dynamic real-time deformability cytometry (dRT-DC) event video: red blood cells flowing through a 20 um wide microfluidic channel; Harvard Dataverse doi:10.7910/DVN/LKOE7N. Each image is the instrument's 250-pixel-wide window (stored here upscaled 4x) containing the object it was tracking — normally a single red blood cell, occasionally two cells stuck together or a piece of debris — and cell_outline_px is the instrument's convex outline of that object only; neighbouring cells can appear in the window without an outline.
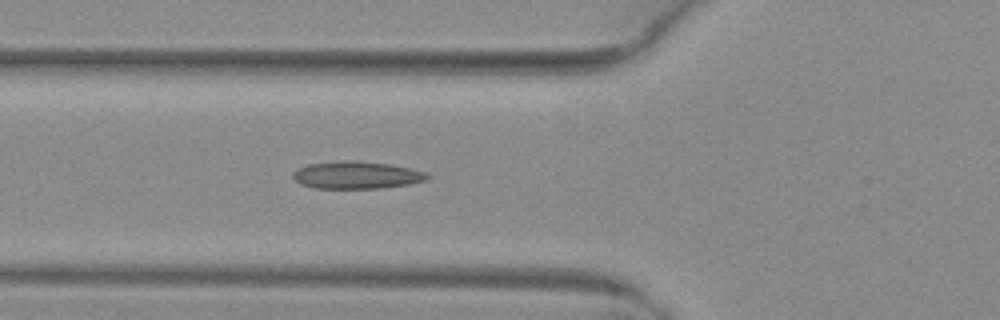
{"species": "common noctule bat (a hibernating species)", "species_latin": "Nyctalus noctula", "temperature_condition": "warm", "stored_images_in_passage": 38, "camera_frame_rate_fps": 3000, "um_per_image_px": 0.085, "animal": {"sex": "female", "body_mass_g": 29.2, "forearm_length_mm": 56.3}, "frame": {"image": 1, "passage_image": 7, "time_ms": 2.0, "image_size_px": [1000, 320], "cell_outline_px": [[428, 180], [408, 184], [380, 188], [316, 188], [300, 184], [292, 176], [292, 172], [296, 168], [308, 164], [348, 160], [392, 164], [424, 172], [428, 176]], "centroid_in_image_um": [30.26, 14.88], "position_along_channel_um": 95.5, "area_um2": 21.27}}
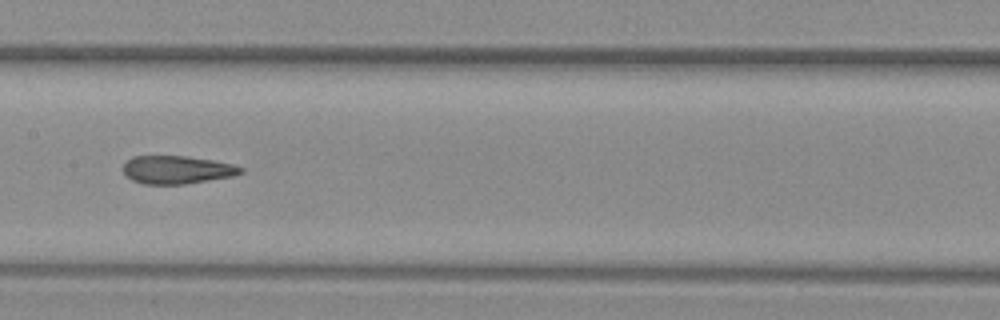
{"frame": {"image": 2, "passage_image": 14, "time_ms": 4.333, "image_size_px": [1000, 320], "cell_outline_px": [[244, 172], [232, 176], [184, 184], [144, 184], [132, 180], [124, 172], [124, 164], [132, 156], [188, 156], [212, 160], [232, 164], [244, 168]], "centroid_in_image_um": [15.05, 14.42], "position_along_channel_um": 192.3, "area_um2": 19.07}}
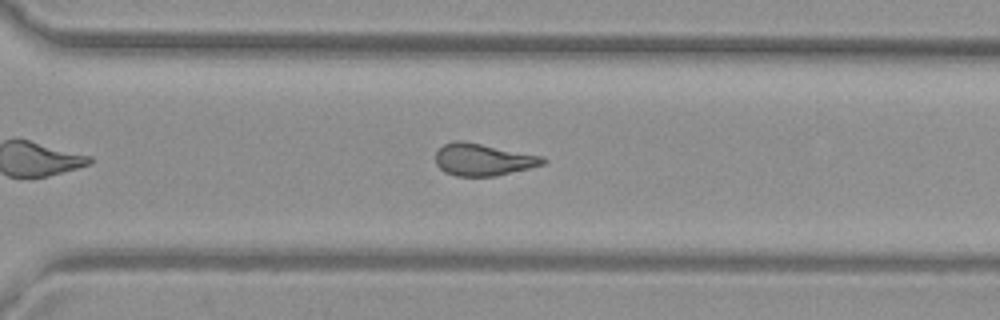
{"frame": {"image": 3, "passage_image": 24, "time_ms": 7.667, "image_size_px": [1000, 320], "cell_outline_px": [[548, 160], [544, 164], [496, 176], [456, 176], [444, 172], [436, 164], [436, 152], [444, 144], [456, 140], [464, 140], [544, 156]], "centroid_in_image_um": [41.07, 13.55], "position_along_channel_um": 329.5, "area_um2": 20.23}, "authors_computed_cell_mechanics": {"area_um2": 20.4612, "velocity_mm_per_s": 4.1279, "shape_relaxation_time_tau1_ms": 7.6153, "shape_relaxation_time_tau2_ms": 1.6385, "deformation_change_tau1": 0.2305, "deformation_change_tau2": 0.1029}}